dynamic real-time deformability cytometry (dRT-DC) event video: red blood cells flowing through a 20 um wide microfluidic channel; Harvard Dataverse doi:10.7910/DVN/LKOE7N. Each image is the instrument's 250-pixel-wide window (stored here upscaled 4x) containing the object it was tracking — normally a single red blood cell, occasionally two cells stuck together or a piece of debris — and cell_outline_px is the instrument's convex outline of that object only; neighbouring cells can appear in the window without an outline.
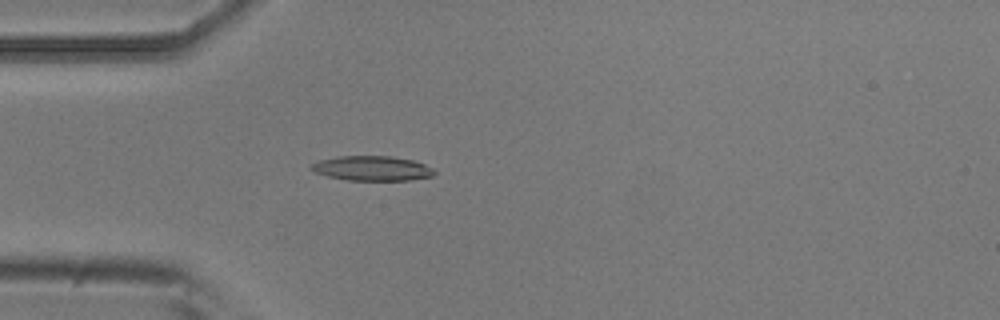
{"species": "common noctule bat (a hibernating species)", "species_latin": "Nyctalus noctula", "temperature_condition": "room temperature", "stored_images_in_passage": 4, "camera_frame_rate_fps": 3000, "um_per_image_px": 0.085, "animal": {"sex": "male", "body_mass_g": 20.5, "forearm_length_mm": 52.5}, "frame": {"image": 1, "passage_image": 4, "time_ms": 1.0, "image_size_px": [1000, 320], "cell_outline_px": [[436, 172], [432, 176], [408, 180], [348, 180], [328, 176], [316, 172], [308, 168], [308, 164], [320, 160], [336, 156], [392, 156], [412, 160], [424, 164], [432, 168]], "centroid_in_image_um": [31.59, 14.3], "position_along_channel_um": 53.4, "area_um2": 17.74}}